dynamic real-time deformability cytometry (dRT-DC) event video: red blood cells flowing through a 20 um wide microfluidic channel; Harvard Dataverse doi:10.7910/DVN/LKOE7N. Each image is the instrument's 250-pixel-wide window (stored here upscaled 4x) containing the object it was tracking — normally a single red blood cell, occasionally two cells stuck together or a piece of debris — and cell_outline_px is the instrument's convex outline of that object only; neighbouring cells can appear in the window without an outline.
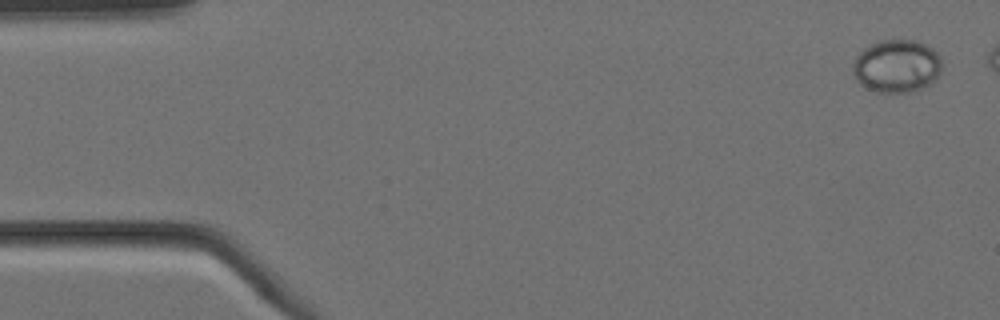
{"species": "Egyptian fruit bat (a non-hibernating species)", "species_latin": "Rousettus aegyptiacus", "temperature_condition": "cold", "stored_images_in_passage": 12, "camera_frame_rate_fps": 3000, "um_per_image_px": 0.085, "animal": {"sex": "female"}, "frame": {"image": 1, "passage_image": 1, "time_ms": 0.0, "image_size_px": [1000, 320], "cell_outline_px": [[940, 72], [924, 88], [908, 92], [876, 92], [860, 84], [856, 80], [852, 72], [852, 64], [856, 56], [864, 48], [880, 40], [920, 40], [932, 48], [940, 56]], "centroid_in_image_um": [76.19, 5.6], "position_along_channel_um": 8.8, "area_um2": 27.46}}
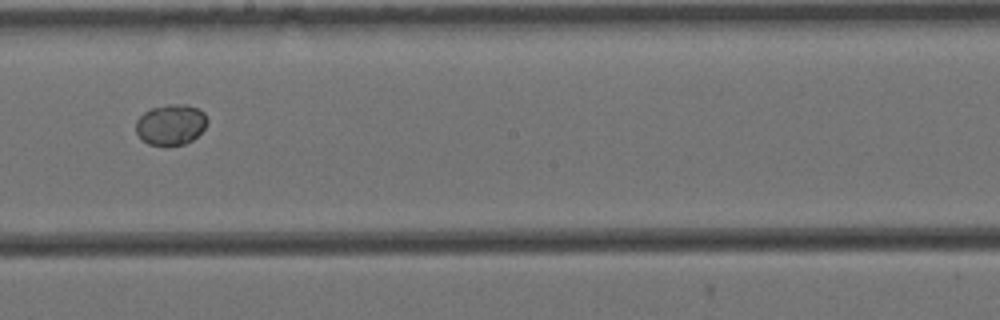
{"frame": {"image": 2, "passage_image": 9, "time_ms": 2.667, "image_size_px": [1000, 320], "cell_outline_px": [[208, 124], [192, 140], [184, 144], [148, 144], [136, 132], [136, 120], [144, 112], [152, 108], [168, 104], [184, 104], [200, 108], [204, 112], [208, 120]], "centroid_in_image_um": [14.55, 10.56], "position_along_channel_um": 233.7, "area_um2": 16.76}}
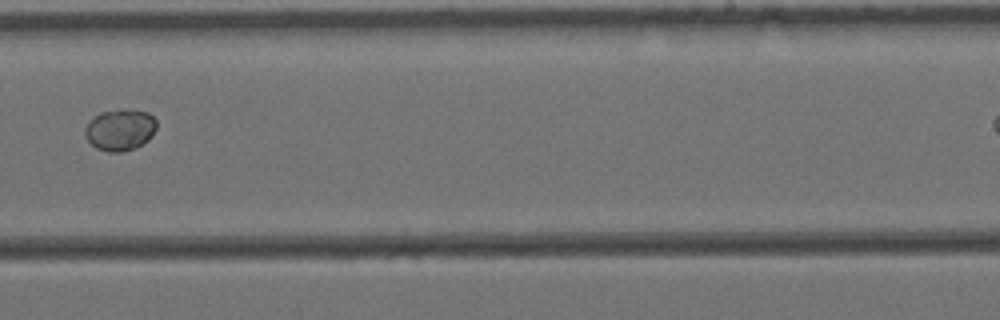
{"frame": {"image": 3, "passage_image": 10, "time_ms": 3.0, "image_size_px": [1000, 320], "cell_outline_px": [[156, 128], [152, 136], [148, 140], [136, 148], [120, 152], [108, 152], [96, 148], [84, 136], [84, 128], [100, 112], [120, 108], [124, 108], [148, 112], [156, 120]], "centroid_in_image_um": [10.22, 11.02], "position_along_channel_um": 278.8, "area_um2": 17.46}}